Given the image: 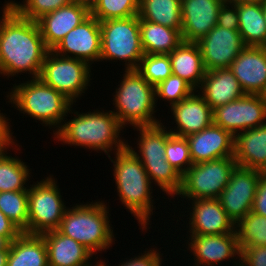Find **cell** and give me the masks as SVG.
Wrapping results in <instances>:
<instances>
[{
    "mask_svg": "<svg viewBox=\"0 0 266 266\" xmlns=\"http://www.w3.org/2000/svg\"><path fill=\"white\" fill-rule=\"evenodd\" d=\"M41 236L46 243L49 266H86L93 255L82 244L59 230L49 231Z\"/></svg>",
    "mask_w": 266,
    "mask_h": 266,
    "instance_id": "d4e9b609",
    "label": "cell"
},
{
    "mask_svg": "<svg viewBox=\"0 0 266 266\" xmlns=\"http://www.w3.org/2000/svg\"><path fill=\"white\" fill-rule=\"evenodd\" d=\"M0 210L23 232L28 226V190L0 192Z\"/></svg>",
    "mask_w": 266,
    "mask_h": 266,
    "instance_id": "1f68e13d",
    "label": "cell"
},
{
    "mask_svg": "<svg viewBox=\"0 0 266 266\" xmlns=\"http://www.w3.org/2000/svg\"><path fill=\"white\" fill-rule=\"evenodd\" d=\"M11 241L6 236L0 235V251L10 250Z\"/></svg>",
    "mask_w": 266,
    "mask_h": 266,
    "instance_id": "bcb514c9",
    "label": "cell"
},
{
    "mask_svg": "<svg viewBox=\"0 0 266 266\" xmlns=\"http://www.w3.org/2000/svg\"><path fill=\"white\" fill-rule=\"evenodd\" d=\"M136 70L152 86L156 87L172 74L170 56L166 54H144Z\"/></svg>",
    "mask_w": 266,
    "mask_h": 266,
    "instance_id": "e575fe53",
    "label": "cell"
},
{
    "mask_svg": "<svg viewBox=\"0 0 266 266\" xmlns=\"http://www.w3.org/2000/svg\"><path fill=\"white\" fill-rule=\"evenodd\" d=\"M251 212L266 217V172L261 175Z\"/></svg>",
    "mask_w": 266,
    "mask_h": 266,
    "instance_id": "b9f144b4",
    "label": "cell"
},
{
    "mask_svg": "<svg viewBox=\"0 0 266 266\" xmlns=\"http://www.w3.org/2000/svg\"><path fill=\"white\" fill-rule=\"evenodd\" d=\"M172 74L186 81L198 92L206 70L202 61V54L197 42L183 41L170 54Z\"/></svg>",
    "mask_w": 266,
    "mask_h": 266,
    "instance_id": "484cf974",
    "label": "cell"
},
{
    "mask_svg": "<svg viewBox=\"0 0 266 266\" xmlns=\"http://www.w3.org/2000/svg\"><path fill=\"white\" fill-rule=\"evenodd\" d=\"M188 249L192 251L195 266H215L221 261L240 257L237 233L218 235H194L190 234ZM207 264V265H206Z\"/></svg>",
    "mask_w": 266,
    "mask_h": 266,
    "instance_id": "44dd1931",
    "label": "cell"
},
{
    "mask_svg": "<svg viewBox=\"0 0 266 266\" xmlns=\"http://www.w3.org/2000/svg\"><path fill=\"white\" fill-rule=\"evenodd\" d=\"M197 44L207 71L230 68L234 59L246 47L238 30L215 25Z\"/></svg>",
    "mask_w": 266,
    "mask_h": 266,
    "instance_id": "5bb4252c",
    "label": "cell"
},
{
    "mask_svg": "<svg viewBox=\"0 0 266 266\" xmlns=\"http://www.w3.org/2000/svg\"><path fill=\"white\" fill-rule=\"evenodd\" d=\"M6 152L0 154V192L28 190L25 185L31 175L30 169L21 159Z\"/></svg>",
    "mask_w": 266,
    "mask_h": 266,
    "instance_id": "4dcf8cb0",
    "label": "cell"
},
{
    "mask_svg": "<svg viewBox=\"0 0 266 266\" xmlns=\"http://www.w3.org/2000/svg\"><path fill=\"white\" fill-rule=\"evenodd\" d=\"M186 139L193 164L234 155V136L214 123Z\"/></svg>",
    "mask_w": 266,
    "mask_h": 266,
    "instance_id": "d6986e66",
    "label": "cell"
},
{
    "mask_svg": "<svg viewBox=\"0 0 266 266\" xmlns=\"http://www.w3.org/2000/svg\"><path fill=\"white\" fill-rule=\"evenodd\" d=\"M115 111L121 125L133 127L154 126L161 121L153 115L157 101L155 87L137 70H125L123 79L114 95Z\"/></svg>",
    "mask_w": 266,
    "mask_h": 266,
    "instance_id": "8992f818",
    "label": "cell"
},
{
    "mask_svg": "<svg viewBox=\"0 0 266 266\" xmlns=\"http://www.w3.org/2000/svg\"><path fill=\"white\" fill-rule=\"evenodd\" d=\"M91 15L90 7L74 1L44 14L37 20L45 46L52 50L58 42Z\"/></svg>",
    "mask_w": 266,
    "mask_h": 266,
    "instance_id": "e0dca14e",
    "label": "cell"
},
{
    "mask_svg": "<svg viewBox=\"0 0 266 266\" xmlns=\"http://www.w3.org/2000/svg\"><path fill=\"white\" fill-rule=\"evenodd\" d=\"M224 0H181L183 41L198 42L215 25Z\"/></svg>",
    "mask_w": 266,
    "mask_h": 266,
    "instance_id": "2e32d148",
    "label": "cell"
},
{
    "mask_svg": "<svg viewBox=\"0 0 266 266\" xmlns=\"http://www.w3.org/2000/svg\"><path fill=\"white\" fill-rule=\"evenodd\" d=\"M195 91L186 81L179 76L171 74L155 87V100L159 98L167 100L172 106L175 103L189 97Z\"/></svg>",
    "mask_w": 266,
    "mask_h": 266,
    "instance_id": "74e56055",
    "label": "cell"
},
{
    "mask_svg": "<svg viewBox=\"0 0 266 266\" xmlns=\"http://www.w3.org/2000/svg\"><path fill=\"white\" fill-rule=\"evenodd\" d=\"M75 0H25L23 4L8 1L10 5L21 17L32 21H37L44 14L53 12L58 8L71 4Z\"/></svg>",
    "mask_w": 266,
    "mask_h": 266,
    "instance_id": "8d00e7d4",
    "label": "cell"
},
{
    "mask_svg": "<svg viewBox=\"0 0 266 266\" xmlns=\"http://www.w3.org/2000/svg\"><path fill=\"white\" fill-rule=\"evenodd\" d=\"M51 51L62 57L83 60L89 65L94 61H100V22L90 15L85 21L69 31Z\"/></svg>",
    "mask_w": 266,
    "mask_h": 266,
    "instance_id": "9a60e30c",
    "label": "cell"
},
{
    "mask_svg": "<svg viewBox=\"0 0 266 266\" xmlns=\"http://www.w3.org/2000/svg\"><path fill=\"white\" fill-rule=\"evenodd\" d=\"M262 98L266 101V88H265V90H264V92L262 93Z\"/></svg>",
    "mask_w": 266,
    "mask_h": 266,
    "instance_id": "816d5d0a",
    "label": "cell"
},
{
    "mask_svg": "<svg viewBox=\"0 0 266 266\" xmlns=\"http://www.w3.org/2000/svg\"><path fill=\"white\" fill-rule=\"evenodd\" d=\"M136 129L141 135L138 137L137 144L140 156L132 147L129 145L127 147L141 161L150 181L157 183V186L166 194L175 197L174 195H177L181 188V175L165 159L166 141L172 133L165 130L166 127L162 123L136 127Z\"/></svg>",
    "mask_w": 266,
    "mask_h": 266,
    "instance_id": "52a82bcc",
    "label": "cell"
},
{
    "mask_svg": "<svg viewBox=\"0 0 266 266\" xmlns=\"http://www.w3.org/2000/svg\"><path fill=\"white\" fill-rule=\"evenodd\" d=\"M238 246H266V217L249 212L236 224Z\"/></svg>",
    "mask_w": 266,
    "mask_h": 266,
    "instance_id": "d6a6232c",
    "label": "cell"
},
{
    "mask_svg": "<svg viewBox=\"0 0 266 266\" xmlns=\"http://www.w3.org/2000/svg\"><path fill=\"white\" fill-rule=\"evenodd\" d=\"M213 123L233 136L241 131L266 124V101L261 95L245 94L213 109Z\"/></svg>",
    "mask_w": 266,
    "mask_h": 266,
    "instance_id": "4fadbf2b",
    "label": "cell"
},
{
    "mask_svg": "<svg viewBox=\"0 0 266 266\" xmlns=\"http://www.w3.org/2000/svg\"><path fill=\"white\" fill-rule=\"evenodd\" d=\"M52 176L28 188V226L22 232L30 235H42L58 230L65 211L60 188Z\"/></svg>",
    "mask_w": 266,
    "mask_h": 266,
    "instance_id": "9c48e42d",
    "label": "cell"
},
{
    "mask_svg": "<svg viewBox=\"0 0 266 266\" xmlns=\"http://www.w3.org/2000/svg\"><path fill=\"white\" fill-rule=\"evenodd\" d=\"M236 166L233 156L193 164L181 176L177 195L188 200L218 199Z\"/></svg>",
    "mask_w": 266,
    "mask_h": 266,
    "instance_id": "30bf717a",
    "label": "cell"
},
{
    "mask_svg": "<svg viewBox=\"0 0 266 266\" xmlns=\"http://www.w3.org/2000/svg\"><path fill=\"white\" fill-rule=\"evenodd\" d=\"M165 149V159L181 176L193 165L186 137L171 134L166 141Z\"/></svg>",
    "mask_w": 266,
    "mask_h": 266,
    "instance_id": "d590c367",
    "label": "cell"
},
{
    "mask_svg": "<svg viewBox=\"0 0 266 266\" xmlns=\"http://www.w3.org/2000/svg\"><path fill=\"white\" fill-rule=\"evenodd\" d=\"M80 2L81 4L87 5L88 7H92L93 4L97 1V0H75Z\"/></svg>",
    "mask_w": 266,
    "mask_h": 266,
    "instance_id": "681fc988",
    "label": "cell"
},
{
    "mask_svg": "<svg viewBox=\"0 0 266 266\" xmlns=\"http://www.w3.org/2000/svg\"><path fill=\"white\" fill-rule=\"evenodd\" d=\"M263 171L236 166L218 200L236 225L252 210Z\"/></svg>",
    "mask_w": 266,
    "mask_h": 266,
    "instance_id": "7c38bea8",
    "label": "cell"
},
{
    "mask_svg": "<svg viewBox=\"0 0 266 266\" xmlns=\"http://www.w3.org/2000/svg\"><path fill=\"white\" fill-rule=\"evenodd\" d=\"M217 25L225 29L239 30L237 5L224 2L219 10Z\"/></svg>",
    "mask_w": 266,
    "mask_h": 266,
    "instance_id": "ab89813d",
    "label": "cell"
},
{
    "mask_svg": "<svg viewBox=\"0 0 266 266\" xmlns=\"http://www.w3.org/2000/svg\"><path fill=\"white\" fill-rule=\"evenodd\" d=\"M263 11H264V18L266 23V0L263 1Z\"/></svg>",
    "mask_w": 266,
    "mask_h": 266,
    "instance_id": "f907efd6",
    "label": "cell"
},
{
    "mask_svg": "<svg viewBox=\"0 0 266 266\" xmlns=\"http://www.w3.org/2000/svg\"><path fill=\"white\" fill-rule=\"evenodd\" d=\"M8 120L7 117L0 113V134H13L10 130V122H7Z\"/></svg>",
    "mask_w": 266,
    "mask_h": 266,
    "instance_id": "f6af8a7d",
    "label": "cell"
},
{
    "mask_svg": "<svg viewBox=\"0 0 266 266\" xmlns=\"http://www.w3.org/2000/svg\"><path fill=\"white\" fill-rule=\"evenodd\" d=\"M236 266H266V246H246L240 249Z\"/></svg>",
    "mask_w": 266,
    "mask_h": 266,
    "instance_id": "f35d334b",
    "label": "cell"
},
{
    "mask_svg": "<svg viewBox=\"0 0 266 266\" xmlns=\"http://www.w3.org/2000/svg\"><path fill=\"white\" fill-rule=\"evenodd\" d=\"M12 137V134H0V154L8 149L9 146L13 147L12 145L16 144Z\"/></svg>",
    "mask_w": 266,
    "mask_h": 266,
    "instance_id": "ee69618b",
    "label": "cell"
},
{
    "mask_svg": "<svg viewBox=\"0 0 266 266\" xmlns=\"http://www.w3.org/2000/svg\"><path fill=\"white\" fill-rule=\"evenodd\" d=\"M12 89L7 96L9 102L15 104L20 112L41 121L45 126H56L54 133L61 127L66 114L72 112L70 108L73 102L40 78H32L26 83L13 86Z\"/></svg>",
    "mask_w": 266,
    "mask_h": 266,
    "instance_id": "5b68a950",
    "label": "cell"
},
{
    "mask_svg": "<svg viewBox=\"0 0 266 266\" xmlns=\"http://www.w3.org/2000/svg\"><path fill=\"white\" fill-rule=\"evenodd\" d=\"M159 253L156 249H149L148 252L145 251V254L143 253L141 256L126 260V262L118 266H161L162 258L160 257L163 256Z\"/></svg>",
    "mask_w": 266,
    "mask_h": 266,
    "instance_id": "60d3db41",
    "label": "cell"
},
{
    "mask_svg": "<svg viewBox=\"0 0 266 266\" xmlns=\"http://www.w3.org/2000/svg\"><path fill=\"white\" fill-rule=\"evenodd\" d=\"M139 31L144 54L169 55L183 42L179 30L144 19H139Z\"/></svg>",
    "mask_w": 266,
    "mask_h": 266,
    "instance_id": "83f0119b",
    "label": "cell"
},
{
    "mask_svg": "<svg viewBox=\"0 0 266 266\" xmlns=\"http://www.w3.org/2000/svg\"><path fill=\"white\" fill-rule=\"evenodd\" d=\"M199 89L212 110L245 95L230 68L207 71Z\"/></svg>",
    "mask_w": 266,
    "mask_h": 266,
    "instance_id": "603a6c76",
    "label": "cell"
},
{
    "mask_svg": "<svg viewBox=\"0 0 266 266\" xmlns=\"http://www.w3.org/2000/svg\"><path fill=\"white\" fill-rule=\"evenodd\" d=\"M21 233L22 231L0 210V235L6 236L12 242Z\"/></svg>",
    "mask_w": 266,
    "mask_h": 266,
    "instance_id": "7bdbcfd3",
    "label": "cell"
},
{
    "mask_svg": "<svg viewBox=\"0 0 266 266\" xmlns=\"http://www.w3.org/2000/svg\"><path fill=\"white\" fill-rule=\"evenodd\" d=\"M100 30V60H124L126 70H136L144 56L138 15L101 21Z\"/></svg>",
    "mask_w": 266,
    "mask_h": 266,
    "instance_id": "ba28073f",
    "label": "cell"
},
{
    "mask_svg": "<svg viewBox=\"0 0 266 266\" xmlns=\"http://www.w3.org/2000/svg\"><path fill=\"white\" fill-rule=\"evenodd\" d=\"M229 4H242V3H263L264 0H224Z\"/></svg>",
    "mask_w": 266,
    "mask_h": 266,
    "instance_id": "c3c4849f",
    "label": "cell"
},
{
    "mask_svg": "<svg viewBox=\"0 0 266 266\" xmlns=\"http://www.w3.org/2000/svg\"><path fill=\"white\" fill-rule=\"evenodd\" d=\"M113 176L117 186L120 201L126 209L137 218L142 230L147 229L151 214H153V200L151 181L141 161L128 148L115 152Z\"/></svg>",
    "mask_w": 266,
    "mask_h": 266,
    "instance_id": "3957f363",
    "label": "cell"
},
{
    "mask_svg": "<svg viewBox=\"0 0 266 266\" xmlns=\"http://www.w3.org/2000/svg\"><path fill=\"white\" fill-rule=\"evenodd\" d=\"M239 32L246 46L266 47V23L263 3L237 4Z\"/></svg>",
    "mask_w": 266,
    "mask_h": 266,
    "instance_id": "f1b7e54d",
    "label": "cell"
},
{
    "mask_svg": "<svg viewBox=\"0 0 266 266\" xmlns=\"http://www.w3.org/2000/svg\"><path fill=\"white\" fill-rule=\"evenodd\" d=\"M233 157L237 166L266 172V124L237 133Z\"/></svg>",
    "mask_w": 266,
    "mask_h": 266,
    "instance_id": "cb8c5ba5",
    "label": "cell"
},
{
    "mask_svg": "<svg viewBox=\"0 0 266 266\" xmlns=\"http://www.w3.org/2000/svg\"><path fill=\"white\" fill-rule=\"evenodd\" d=\"M194 92L182 101L170 106L177 129L169 131L176 136L186 137L207 128L213 123V110L205 99ZM177 130V131H175Z\"/></svg>",
    "mask_w": 266,
    "mask_h": 266,
    "instance_id": "7402d4cb",
    "label": "cell"
},
{
    "mask_svg": "<svg viewBox=\"0 0 266 266\" xmlns=\"http://www.w3.org/2000/svg\"><path fill=\"white\" fill-rule=\"evenodd\" d=\"M7 266H49L44 238L21 233L10 244Z\"/></svg>",
    "mask_w": 266,
    "mask_h": 266,
    "instance_id": "4316f807",
    "label": "cell"
},
{
    "mask_svg": "<svg viewBox=\"0 0 266 266\" xmlns=\"http://www.w3.org/2000/svg\"><path fill=\"white\" fill-rule=\"evenodd\" d=\"M90 12L99 22L129 18L138 15L139 0H97Z\"/></svg>",
    "mask_w": 266,
    "mask_h": 266,
    "instance_id": "836d02e7",
    "label": "cell"
},
{
    "mask_svg": "<svg viewBox=\"0 0 266 266\" xmlns=\"http://www.w3.org/2000/svg\"><path fill=\"white\" fill-rule=\"evenodd\" d=\"M138 17L181 32V0H139Z\"/></svg>",
    "mask_w": 266,
    "mask_h": 266,
    "instance_id": "f546056e",
    "label": "cell"
},
{
    "mask_svg": "<svg viewBox=\"0 0 266 266\" xmlns=\"http://www.w3.org/2000/svg\"><path fill=\"white\" fill-rule=\"evenodd\" d=\"M230 70L245 94L262 95L266 88V47L246 46L234 59Z\"/></svg>",
    "mask_w": 266,
    "mask_h": 266,
    "instance_id": "ac0fdd59",
    "label": "cell"
},
{
    "mask_svg": "<svg viewBox=\"0 0 266 266\" xmlns=\"http://www.w3.org/2000/svg\"><path fill=\"white\" fill-rule=\"evenodd\" d=\"M108 210L104 201L73 206L65 211L58 230L82 244L92 254L106 251L114 242Z\"/></svg>",
    "mask_w": 266,
    "mask_h": 266,
    "instance_id": "277c9868",
    "label": "cell"
},
{
    "mask_svg": "<svg viewBox=\"0 0 266 266\" xmlns=\"http://www.w3.org/2000/svg\"><path fill=\"white\" fill-rule=\"evenodd\" d=\"M76 111L73 119L65 122L54 133V138L62 141L64 144L87 147L92 150H102L108 156L112 149L119 152L125 149L127 142L120 139L121 130L124 128L118 121L112 110L102 112L80 113ZM114 145V148H113Z\"/></svg>",
    "mask_w": 266,
    "mask_h": 266,
    "instance_id": "7a4b0ae2",
    "label": "cell"
},
{
    "mask_svg": "<svg viewBox=\"0 0 266 266\" xmlns=\"http://www.w3.org/2000/svg\"><path fill=\"white\" fill-rule=\"evenodd\" d=\"M189 232L194 235L237 233L236 225L222 208L218 199L192 200Z\"/></svg>",
    "mask_w": 266,
    "mask_h": 266,
    "instance_id": "ffe728a7",
    "label": "cell"
},
{
    "mask_svg": "<svg viewBox=\"0 0 266 266\" xmlns=\"http://www.w3.org/2000/svg\"><path fill=\"white\" fill-rule=\"evenodd\" d=\"M9 257V250L0 251V266H7Z\"/></svg>",
    "mask_w": 266,
    "mask_h": 266,
    "instance_id": "7dc6e473",
    "label": "cell"
},
{
    "mask_svg": "<svg viewBox=\"0 0 266 266\" xmlns=\"http://www.w3.org/2000/svg\"><path fill=\"white\" fill-rule=\"evenodd\" d=\"M0 19V74L30 73L39 78L45 46L37 21L21 17L8 3Z\"/></svg>",
    "mask_w": 266,
    "mask_h": 266,
    "instance_id": "6da1fadb",
    "label": "cell"
},
{
    "mask_svg": "<svg viewBox=\"0 0 266 266\" xmlns=\"http://www.w3.org/2000/svg\"><path fill=\"white\" fill-rule=\"evenodd\" d=\"M90 65L80 59L62 57L49 50L44 58L39 78L76 102L91 80ZM84 91V92H83Z\"/></svg>",
    "mask_w": 266,
    "mask_h": 266,
    "instance_id": "8fae6325",
    "label": "cell"
}]
</instances>
